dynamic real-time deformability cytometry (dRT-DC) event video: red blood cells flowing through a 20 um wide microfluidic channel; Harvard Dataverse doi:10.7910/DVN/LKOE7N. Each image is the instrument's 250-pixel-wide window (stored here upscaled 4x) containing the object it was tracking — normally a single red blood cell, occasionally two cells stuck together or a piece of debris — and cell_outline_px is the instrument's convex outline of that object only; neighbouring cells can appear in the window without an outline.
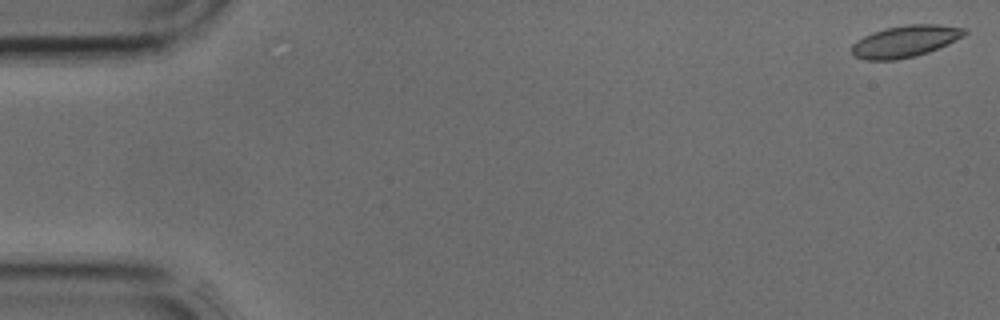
{"species": "common noctule bat (a hibernating species)", "species_latin": "Nyctalus noctula", "temperature_condition": "cold", "stored_images_in_passage": 4, "camera_frame_rate_fps": 3000, "um_per_image_px": 0.085, "animal": {"sex": "male", "body_mass_g": 17.9, "forearm_length_mm": 54.2}, "frame": {"image": 1, "passage_image": 1, "time_ms": 0.0, "image_size_px": [1000, 320], "cell_outline_px": [[968, 32], [964, 36], [948, 44], [928, 52], [916, 56], [896, 60], [868, 60], [856, 56], [852, 52], [852, 44], [856, 40], [872, 32], [888, 28], [908, 24], [936, 24], [968, 28]], "centroid_in_image_um": [76.98, 3.5], "position_along_channel_um": 8.0, "area_um2": 20.87}}
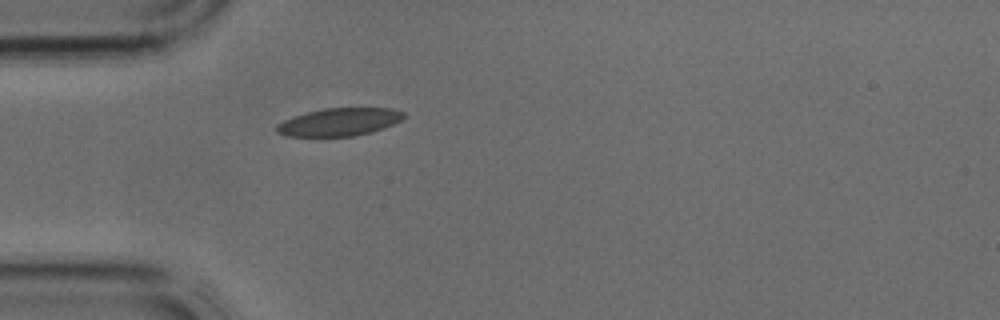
{"frame": {"image": 2, "passage_image": 4, "time_ms": 1.0, "image_size_px": [1000, 320], "cell_outline_px": [[404, 116], [400, 120], [384, 128], [372, 132], [352, 136], [288, 136], [276, 132], [276, 124], [292, 116], [324, 108], [392, 108], [404, 112]], "centroid_in_image_um": [28.82, 10.36], "position_along_channel_um": 56.2, "area_um2": 20.52}}